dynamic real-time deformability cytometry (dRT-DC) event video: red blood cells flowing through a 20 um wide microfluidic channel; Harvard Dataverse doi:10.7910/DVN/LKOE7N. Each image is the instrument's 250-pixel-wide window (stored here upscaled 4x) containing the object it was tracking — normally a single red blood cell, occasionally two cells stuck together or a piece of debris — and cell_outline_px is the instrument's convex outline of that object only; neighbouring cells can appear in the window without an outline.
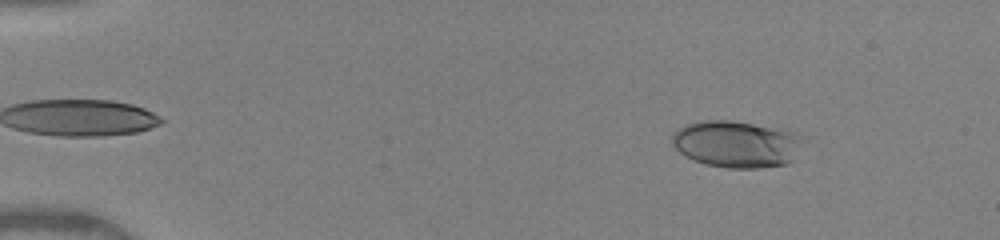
{"species": "human", "species_latin": "Homo sapiens", "temperature_condition": "warm", "stored_images_in_passage": 49, "camera_frame_rate_fps": 3000, "um_per_image_px": 0.085, "donor": {"sex": "female"}, "frame": {"image": 1, "passage_image": 6, "time_ms": 1.667, "image_size_px": [1000, 240], "cell_outline_px": [[800, 140], [792, 160], [788, 164], [760, 168], [728, 168], [704, 164], [692, 160], [680, 152], [672, 144], [672, 136], [684, 124], [700, 120], [728, 120], [752, 124], [796, 132]], "centroid_in_image_um": [62.53, 12.25], "position_along_channel_um": 22.5, "area_um2": 35.26}}
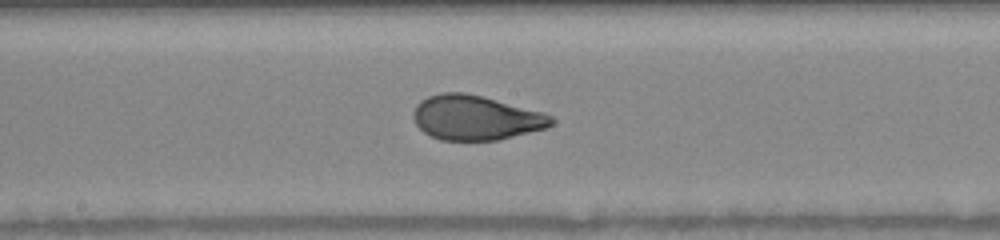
{"frame": {"image": 2, "passage_image": 27, "time_ms": 8.667, "image_size_px": [1000, 240], "cell_outline_px": [[556, 120], [548, 128], [500, 140], [440, 140], [424, 132], [416, 124], [412, 116], [412, 112], [416, 104], [420, 100], [428, 96], [440, 92], [464, 92], [484, 96], [544, 112], [552, 116]], "centroid_in_image_um": [40.45, 9.99], "position_along_channel_um": 207.7, "area_um2": 36.41}}
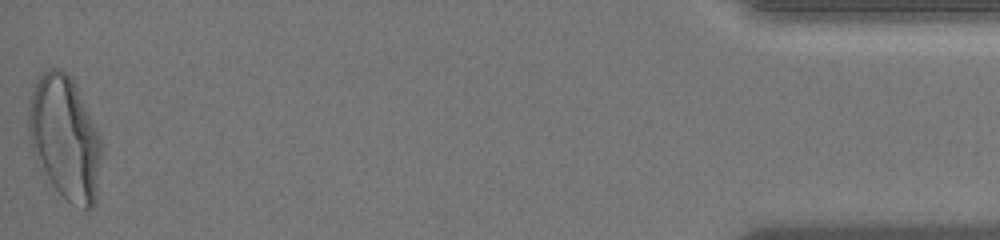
{"frame": {"image": 3, "passage_image": 49, "time_ms": 16.0, "image_size_px": [1000, 240], "cell_outline_px": [[100, 152], [96, 196], [92, 208], [84, 208], [68, 200], [52, 184], [36, 160], [32, 152], [28, 136], [28, 120], [32, 92], [40, 76], [44, 72], [52, 68], [56, 68], [64, 72], [72, 80], [100, 136]], "centroid_in_image_um": [5.48, 11.72], "position_along_channel_um": 429.7, "area_um2": 50.86}, "authors_computed_cell_mechanics": {"area_um2": 36.3562, "velocity_mm_per_s": 4.1287, "shape_relaxation_time_tau1_ms": 5.2846, "shape_relaxation_time_tau2_ms": null, "deformation_change_tau1": 0.2074, "deformation_change_tau2": null}}